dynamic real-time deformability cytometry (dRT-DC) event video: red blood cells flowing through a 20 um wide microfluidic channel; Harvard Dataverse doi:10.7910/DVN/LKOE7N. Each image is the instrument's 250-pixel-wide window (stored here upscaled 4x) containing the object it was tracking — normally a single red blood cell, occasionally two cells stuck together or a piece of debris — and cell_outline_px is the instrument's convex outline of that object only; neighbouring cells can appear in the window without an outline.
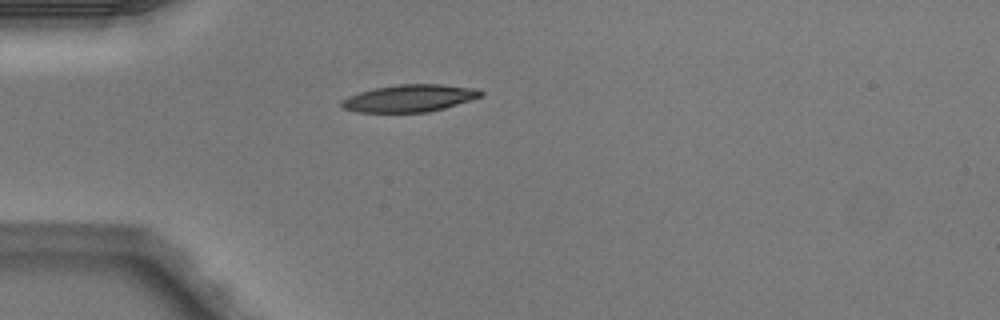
{"species": "Egyptian fruit bat (a non-hibernating species)", "species_latin": "Rousettus aegyptiacus", "temperature_condition": "warm", "stored_images_in_passage": 2, "camera_frame_rate_fps": 3000, "um_per_image_px": 0.085, "animal": {"sex": "male"}, "frame": {"image": 1, "passage_image": 1, "time_ms": 0.0, "image_size_px": [1000, 320], "cell_outline_px": [[484, 96], [444, 108], [428, 112], [356, 112], [344, 108], [340, 104], [340, 100], [348, 96], [360, 92], [376, 88], [400, 84], [440, 84], [476, 88], [484, 92]], "centroid_in_image_um": [34.83, 8.35], "position_along_channel_um": 50.2, "area_um2": 22.08}}